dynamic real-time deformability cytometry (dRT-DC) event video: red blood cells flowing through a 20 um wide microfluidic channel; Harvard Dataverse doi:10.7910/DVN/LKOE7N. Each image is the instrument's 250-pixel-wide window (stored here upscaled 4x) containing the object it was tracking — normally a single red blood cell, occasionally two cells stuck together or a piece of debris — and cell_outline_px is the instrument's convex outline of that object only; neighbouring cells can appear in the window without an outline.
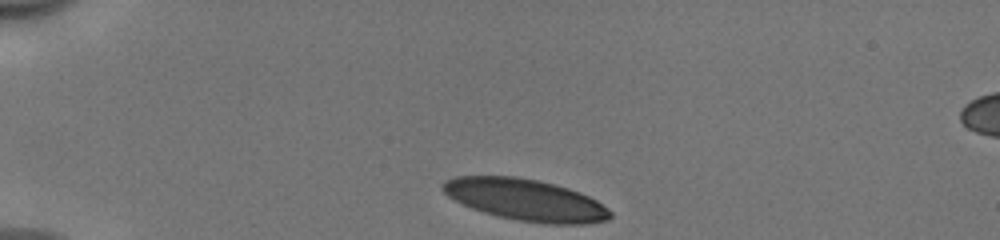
{"species": "human", "species_latin": "Homo sapiens", "temperature_condition": "cold", "stored_images_in_passage": 34, "camera_frame_rate_fps": 3000, "um_per_image_px": 0.085, "donor": {"sex": "male"}, "frame": {"image": 1, "passage_image": 1, "time_ms": 0.0, "image_size_px": [1000, 240], "cell_outline_px": [[612, 216], [608, 220], [584, 224], [544, 224], [520, 220], [500, 216], [484, 212], [472, 208], [448, 196], [440, 188], [440, 184], [444, 180], [456, 176], [516, 176], [536, 180], [568, 188], [580, 192], [596, 200], [608, 208], [612, 212]], "centroid_in_image_um": [44.68, 16.98], "position_along_channel_um": 40.3, "area_um2": 40.46}}
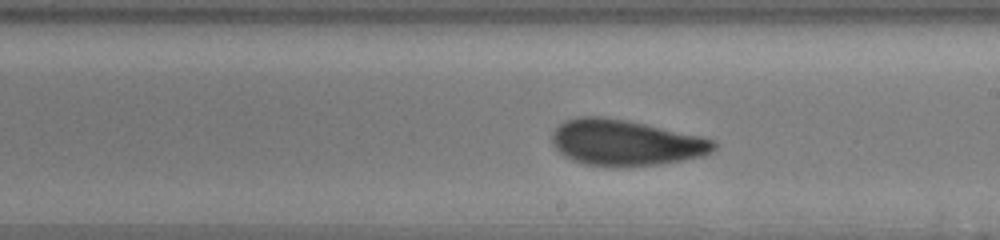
{"frame": {"image": 2, "passage_image": 20, "time_ms": 6.333, "image_size_px": [1000, 240], "cell_outline_px": [[720, 144], [712, 152], [700, 156], [680, 160], [656, 164], [584, 164], [572, 160], [564, 156], [552, 144], [552, 132], [564, 120], [580, 116], [604, 116], [628, 120], [700, 136], [716, 140]], "centroid_in_image_um": [53.17, 12.08], "position_along_channel_um": 235.8, "area_um2": 42.54}}
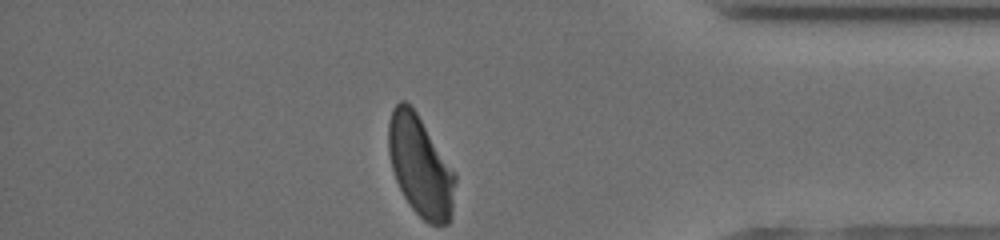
{"frame": {"image": 3, "passage_image": 34, "time_ms": 11.0, "image_size_px": [1000, 240], "cell_outline_px": [[456, 180], [452, 208], [448, 224], [428, 224], [412, 208], [404, 196], [396, 180], [392, 168], [388, 152], [388, 124], [392, 108], [400, 100], [404, 100], [416, 112], [456, 172]], "centroid_in_image_um": [35.72, 14.11], "position_along_channel_um": 399.5, "area_um2": 38.9}, "authors_computed_cell_mechanics": {"area_um2": 42.8009, "velocity_mm_per_s": 3.948, "shape_relaxation_time_tau1_ms": 4.3888, "shape_relaxation_time_tau2_ms": 1.1204, "deformation_change_tau1": 0.1445, "deformation_change_tau2": 0.0639}}